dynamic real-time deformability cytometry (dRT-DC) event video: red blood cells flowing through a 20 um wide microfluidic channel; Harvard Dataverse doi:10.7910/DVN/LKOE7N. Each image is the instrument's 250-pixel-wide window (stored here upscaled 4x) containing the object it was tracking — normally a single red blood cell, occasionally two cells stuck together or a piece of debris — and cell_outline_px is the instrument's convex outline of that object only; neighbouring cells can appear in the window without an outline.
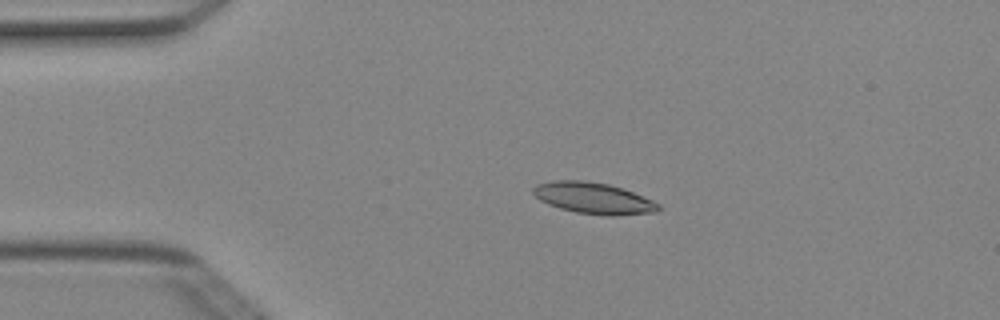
{"species": "Egyptian fruit bat (a non-hibernating species)", "species_latin": "Rousettus aegyptiacus", "temperature_condition": "cold", "stored_images_in_passage": 2, "camera_frame_rate_fps": 3000, "um_per_image_px": 0.085, "animal": {"sex": "female"}, "frame": {"image": 1, "passage_image": 1, "time_ms": 0.0, "image_size_px": [1000, 320], "cell_outline_px": [[660, 208], [656, 212], [616, 216], [608, 216], [576, 212], [560, 208], [548, 204], [540, 200], [532, 192], [532, 188], [536, 184], [552, 180], [584, 180], [608, 184], [632, 192], [652, 200], [660, 204]], "centroid_in_image_um": [50.42, 16.84], "position_along_channel_um": 34.6, "area_um2": 22.83}}